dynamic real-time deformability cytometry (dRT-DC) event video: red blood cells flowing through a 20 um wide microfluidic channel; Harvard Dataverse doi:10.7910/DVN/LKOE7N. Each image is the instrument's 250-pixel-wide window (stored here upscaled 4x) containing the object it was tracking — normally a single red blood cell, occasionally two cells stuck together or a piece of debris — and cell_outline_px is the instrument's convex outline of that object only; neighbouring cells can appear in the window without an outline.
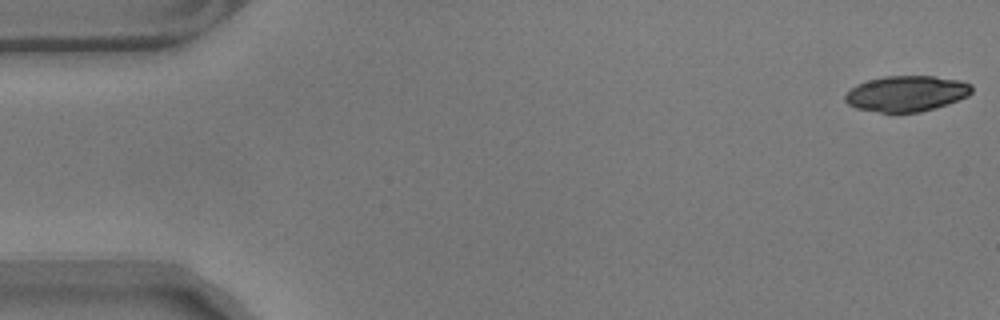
{"species": "common noctule bat (a hibernating species)", "species_latin": "Nyctalus noctula", "temperature_condition": "warm", "stored_images_in_passage": 17, "camera_frame_rate_fps": 3000, "um_per_image_px": 0.085, "animal": {"sex": "male", "body_mass_g": 17.9}, "frame": {"image": 1, "passage_image": 1, "time_ms": 0.0, "image_size_px": [1000, 320], "cell_outline_px": [[972, 92], [968, 96], [948, 104], [920, 112], [880, 112], [856, 108], [848, 104], [844, 100], [844, 96], [856, 84], [868, 80], [884, 76], [932, 76], [960, 80], [972, 84]], "centroid_in_image_um": [77.06, 7.95], "position_along_channel_um": 7.9, "area_um2": 26.36}}
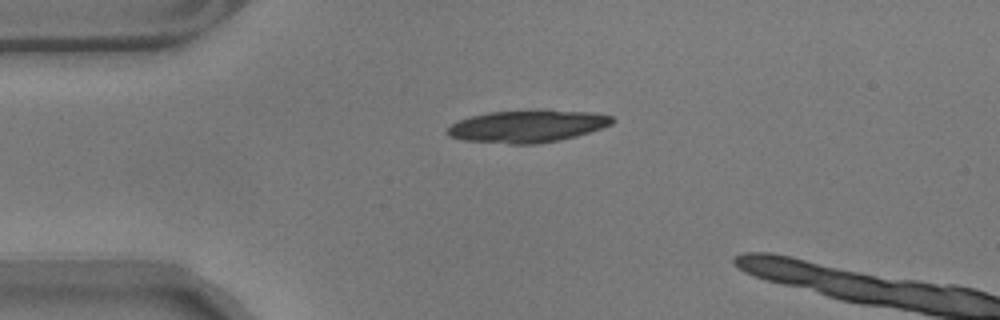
{"frame": {"image": 2, "passage_image": 13, "time_ms": 4.0, "image_size_px": [1000, 320], "cell_outline_px": [[616, 120], [612, 124], [576, 136], [560, 140], [536, 144], [508, 144], [464, 140], [448, 136], [444, 132], [452, 124], [460, 120], [472, 116], [488, 112], [592, 112], [612, 116]], "centroid_in_image_um": [44.79, 10.77], "position_along_channel_um": 40.2, "area_um2": 30.11}}